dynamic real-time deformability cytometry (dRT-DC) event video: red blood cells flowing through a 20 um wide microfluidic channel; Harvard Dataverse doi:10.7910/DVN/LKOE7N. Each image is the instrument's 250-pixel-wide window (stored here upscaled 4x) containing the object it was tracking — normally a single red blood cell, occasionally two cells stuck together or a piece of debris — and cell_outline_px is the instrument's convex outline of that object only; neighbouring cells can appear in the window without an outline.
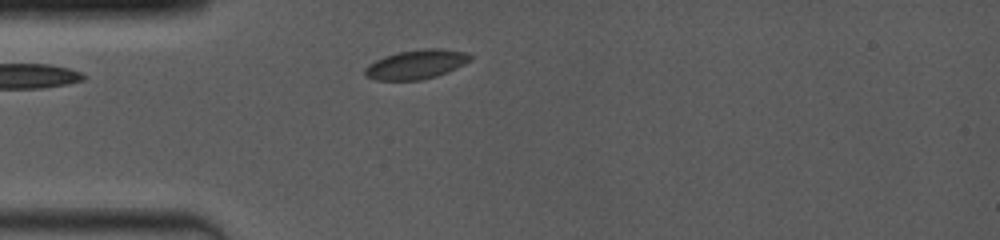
{"species": "common noctule bat (a hibernating species)", "species_latin": "Nyctalus noctula", "temperature_condition": "room temperature", "stored_images_in_passage": 39, "camera_frame_rate_fps": 4000, "um_per_image_px": 0.085, "animal": {"sex": "female", "body_mass_g": 19.0, "forearm_length_mm": 53.3}, "frame": {"image": 1, "passage_image": 1, "time_ms": 0.0, "image_size_px": [1000, 240], "cell_outline_px": [[472, 60], [448, 72], [436, 76], [420, 80], [376, 80], [364, 76], [364, 68], [368, 64], [384, 56], [396, 52], [420, 48], [440, 48], [464, 52], [472, 56]], "centroid_in_image_um": [35.35, 5.46], "position_along_channel_um": 49.6, "area_um2": 18.15}}
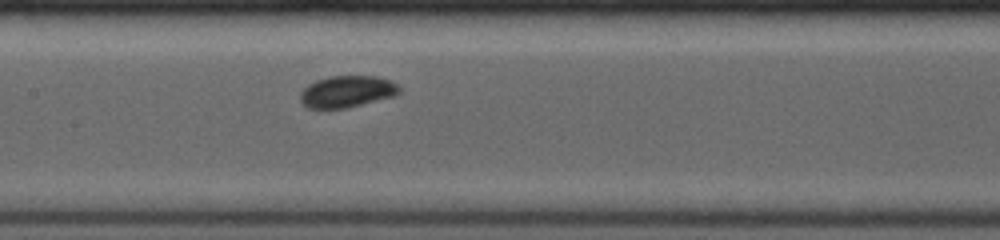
{"frame": {"image": 2, "passage_image": 17, "time_ms": 3.5, "image_size_px": [1000, 240], "cell_outline_px": [[400, 92], [392, 96], [348, 108], [308, 108], [300, 100], [300, 92], [308, 84], [316, 80], [328, 76], [376, 76], [392, 80], [400, 88]], "centroid_in_image_um": [29.48, 7.77], "position_along_channel_um": 177.9, "area_um2": 18.26}}
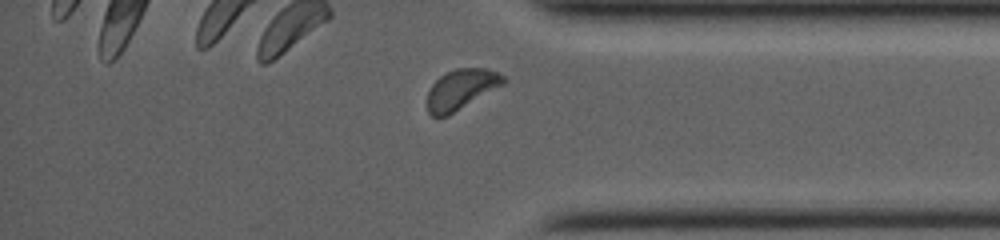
{"frame": {"image": 3, "passage_image": 35, "time_ms": 9.0, "image_size_px": [1000, 240], "cell_outline_px": [[508, 80], [504, 84], [448, 116], [432, 116], [428, 112], [428, 92], [432, 84], [440, 76], [456, 68], [484, 68], [496, 72], [504, 76]], "centroid_in_image_um": [39.21, 7.59], "position_along_channel_um": 396.0, "area_um2": 17.69}, "authors_computed_cell_mechanics": {"area_um2": 18.0914, "velocity_mm_per_s": 3.9705, "shape_relaxation_time_tau1_ms": 3.2211, "shape_relaxation_time_tau2_ms": null, "deformation_change_tau1": 0.0855, "deformation_change_tau2": null}}